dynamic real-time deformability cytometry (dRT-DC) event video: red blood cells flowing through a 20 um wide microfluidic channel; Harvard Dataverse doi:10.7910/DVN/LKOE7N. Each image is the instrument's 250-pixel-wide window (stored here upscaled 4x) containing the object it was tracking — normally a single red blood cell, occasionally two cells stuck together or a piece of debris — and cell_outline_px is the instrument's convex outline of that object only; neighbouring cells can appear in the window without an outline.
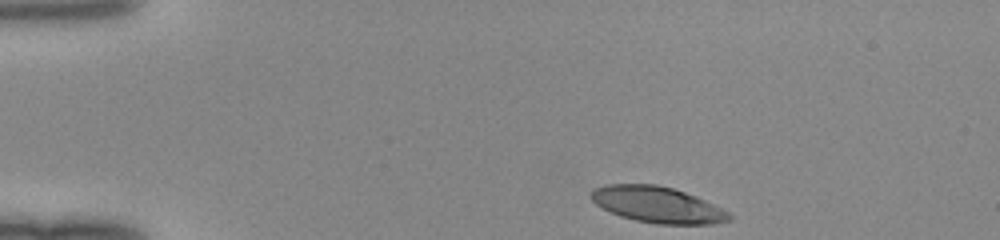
{"species": "human", "species_latin": "Homo sapiens", "temperature_condition": "room temperature", "stored_images_in_passage": 35, "camera_frame_rate_fps": 3000, "um_per_image_px": 0.085, "donor": {"sex": "female"}, "frame": {"image": 1, "passage_image": 1, "time_ms": 0.0, "image_size_px": [1000, 240], "cell_outline_px": [[732, 220], [712, 224], [656, 224], [636, 220], [620, 216], [596, 204], [588, 196], [592, 188], [604, 184], [656, 184], [672, 188], [696, 196], [728, 212], [732, 216]], "centroid_in_image_um": [55.84, 17.39], "position_along_channel_um": 29.2, "area_um2": 29.02}}
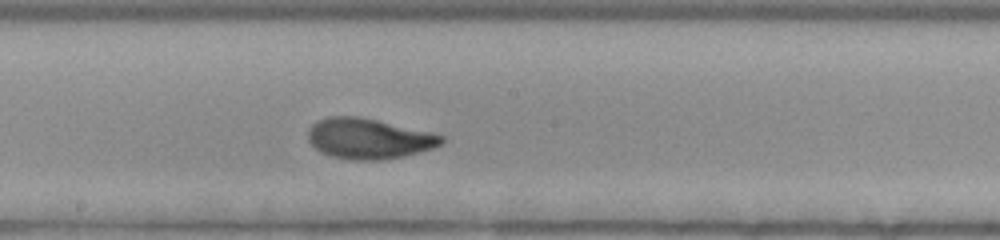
{"frame": {"image": 2, "passage_image": 20, "time_ms": 6.333, "image_size_px": [1000, 240], "cell_outline_px": [[444, 140], [440, 144], [432, 148], [404, 156], [380, 160], [352, 160], [332, 156], [320, 152], [308, 140], [308, 128], [316, 120], [328, 116], [356, 116], [376, 120], [432, 132], [444, 136]], "centroid_in_image_um": [31.31, 11.77], "position_along_channel_um": 216.9, "area_um2": 31.39}}
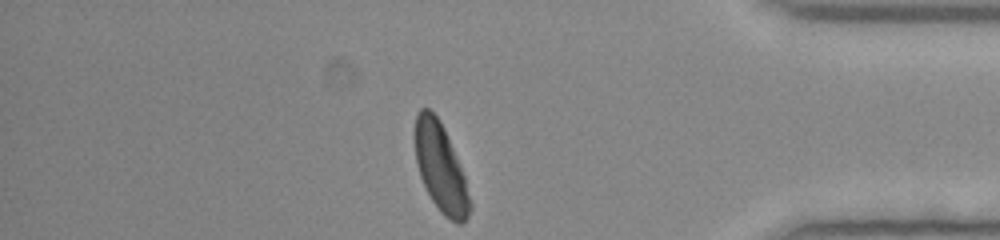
{"frame": {"image": 3, "passage_image": 35, "time_ms": 11.333, "image_size_px": [1000, 240], "cell_outline_px": [[472, 208], [468, 216], [460, 224], [456, 224], [444, 216], [440, 212], [432, 200], [420, 176], [416, 164], [412, 136], [412, 132], [416, 112], [420, 108], [428, 108], [440, 120], [444, 128], [464, 176], [472, 204]], "centroid_in_image_um": [37.4, 14.22], "position_along_channel_um": 397.8, "area_um2": 28.67}}